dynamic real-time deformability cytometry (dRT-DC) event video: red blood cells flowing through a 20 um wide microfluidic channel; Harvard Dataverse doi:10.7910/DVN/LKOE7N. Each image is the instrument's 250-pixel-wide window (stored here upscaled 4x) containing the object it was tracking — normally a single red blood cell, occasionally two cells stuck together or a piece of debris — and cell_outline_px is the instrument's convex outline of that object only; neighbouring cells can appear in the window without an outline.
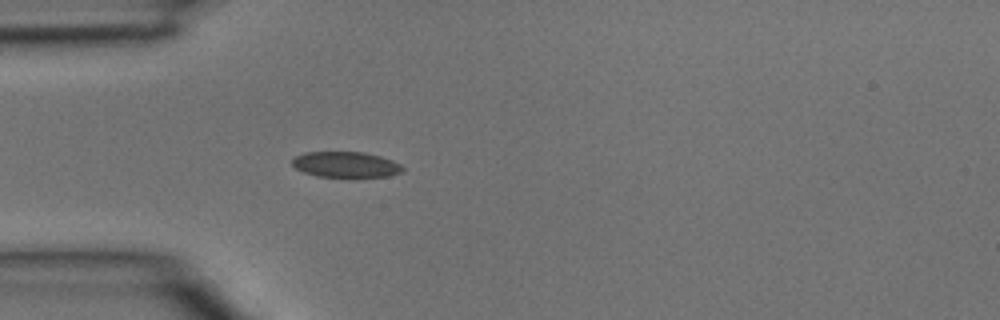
{"species": "common noctule bat (a hibernating species)", "species_latin": "Nyctalus noctula", "temperature_condition": "room temperature", "stored_images_in_passage": 4, "camera_frame_rate_fps": 3000, "um_per_image_px": 0.085, "animal": {"sex": "male", "body_mass_g": 15.6}, "frame": {"image": 1, "passage_image": 4, "time_ms": 1.0, "image_size_px": [1000, 320], "cell_outline_px": [[404, 168], [400, 172], [388, 176], [316, 176], [304, 172], [296, 168], [292, 164], [292, 160], [296, 156], [304, 152], [364, 152], [380, 156], [392, 160], [400, 164]], "centroid_in_image_um": [29.37, 13.97], "position_along_channel_um": 55.6, "area_um2": 16.24}}